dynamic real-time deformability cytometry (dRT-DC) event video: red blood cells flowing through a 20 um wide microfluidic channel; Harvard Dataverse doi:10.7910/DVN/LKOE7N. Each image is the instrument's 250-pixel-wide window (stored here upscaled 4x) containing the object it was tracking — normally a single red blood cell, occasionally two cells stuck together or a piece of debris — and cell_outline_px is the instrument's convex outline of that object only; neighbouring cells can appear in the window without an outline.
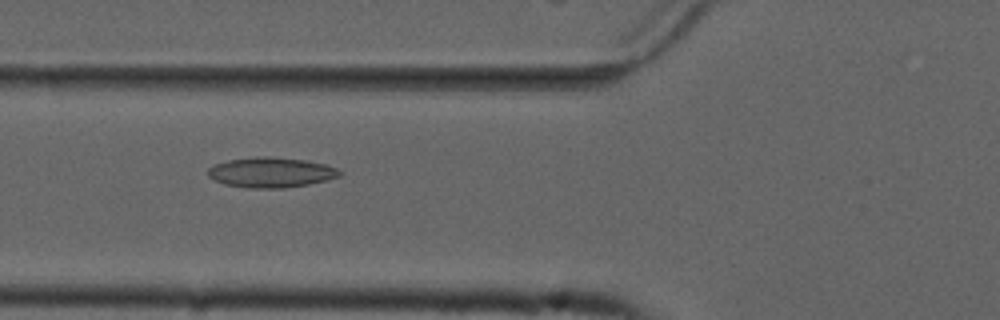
{"species": "common noctule bat (a hibernating species)", "species_latin": "Nyctalus noctula", "temperature_condition": "cold", "stored_images_in_passage": 46, "camera_frame_rate_fps": 3000, "um_per_image_px": 0.085, "animal": {"sex": "male", "forearm_length_mm": 52.5}, "frame": {"image": 1, "passage_image": 12, "time_ms": 3.667, "image_size_px": [1000, 320], "cell_outline_px": [[344, 172], [340, 176], [328, 180], [308, 184], [284, 188], [248, 188], [224, 184], [208, 176], [208, 168], [216, 164], [228, 160], [256, 156], [268, 156], [308, 160], [328, 164]], "centroid_in_image_um": [23.09, 14.65], "position_along_channel_um": 102.7, "area_um2": 23.35}}
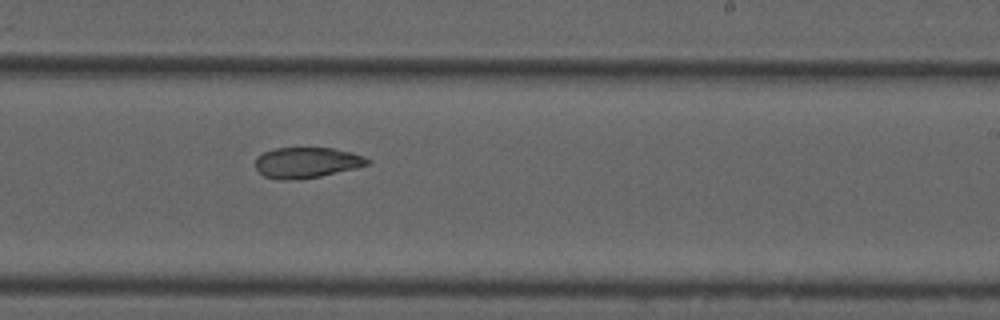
{"frame": {"image": 2, "passage_image": 25, "time_ms": 8.0, "image_size_px": [1000, 320], "cell_outline_px": [[372, 164], [356, 168], [320, 176], [288, 180], [284, 180], [264, 176], [256, 168], [256, 156], [264, 152], [276, 148], [332, 148], [352, 152], [364, 156], [372, 160]], "centroid_in_image_um": [26.12, 13.81], "position_along_channel_um": 262.9, "area_um2": 20.0}}
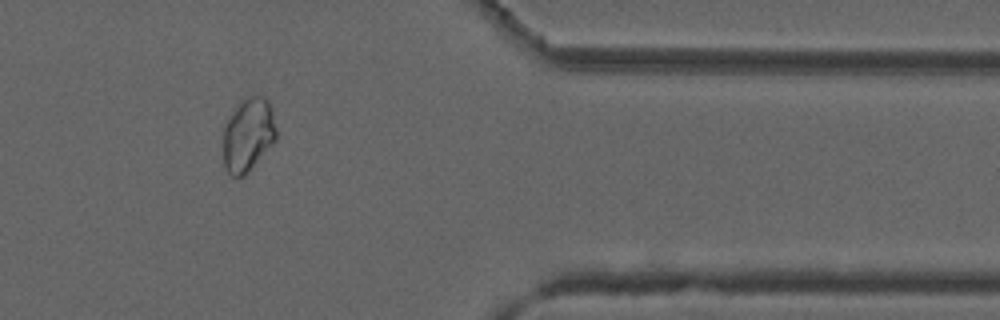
{"frame": {"image": 3, "passage_image": 37, "time_ms": 12.0, "image_size_px": [1000, 320], "cell_outline_px": [[276, 140], [248, 172], [244, 176], [232, 176], [224, 168], [224, 124], [240, 100], [248, 96], [264, 96], [268, 100], [272, 108], [276, 128]], "centroid_in_image_um": [21.1, 11.43], "position_along_channel_um": 390.3, "area_um2": 22.83}, "authors_computed_cell_mechanics": {"area_um2": 21.8195, "velocity_mm_per_s": 3.6968, "shape_relaxation_time_tau1_ms": null, "shape_relaxation_time_tau2_ms": 5.5103, "deformation_change_tau1": null, "deformation_change_tau2": 0.1039}}